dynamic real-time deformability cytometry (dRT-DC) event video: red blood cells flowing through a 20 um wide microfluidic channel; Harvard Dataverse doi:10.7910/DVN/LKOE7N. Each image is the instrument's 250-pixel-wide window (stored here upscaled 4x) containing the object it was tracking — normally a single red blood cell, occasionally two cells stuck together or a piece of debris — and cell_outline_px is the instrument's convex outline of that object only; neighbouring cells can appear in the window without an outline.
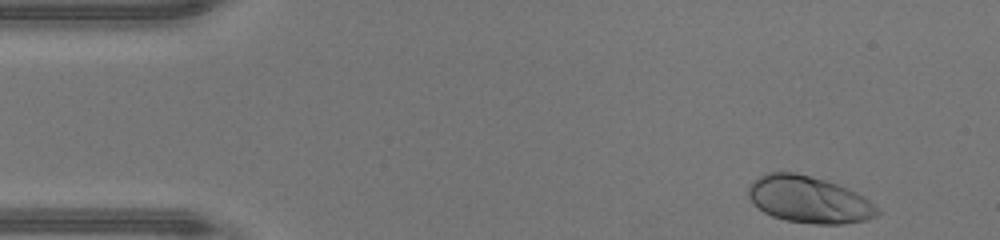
{"species": "human", "species_latin": "Homo sapiens", "temperature_condition": "warm", "stored_images_in_passage": 38, "camera_frame_rate_fps": 3000, "um_per_image_px": 0.085, "donor": {"sex": "male"}, "frame": {"image": 1, "passage_image": 1, "time_ms": 0.0, "image_size_px": [1000, 240], "cell_outline_px": [[880, 212], [876, 216], [864, 220], [840, 224], [816, 224], [784, 220], [772, 216], [764, 212], [748, 196], [748, 188], [752, 180], [768, 172], [796, 172], [824, 180], [836, 184], [856, 192], [864, 196]], "centroid_in_image_um": [68.73, 16.96], "position_along_channel_um": 16.3, "area_um2": 34.8}}
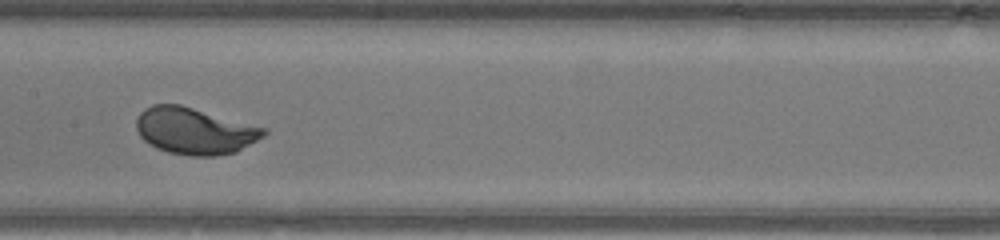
{"frame": {"image": 2, "passage_image": 20, "time_ms": 6.333, "image_size_px": [1000, 240], "cell_outline_px": [[268, 132], [264, 136], [236, 152], [216, 156], [192, 156], [168, 152], [156, 148], [148, 144], [140, 136], [136, 128], [136, 120], [140, 112], [144, 108], [152, 104], [180, 104], [268, 128]], "centroid_in_image_um": [16.55, 11.12], "position_along_channel_um": 190.9, "area_um2": 34.91}}
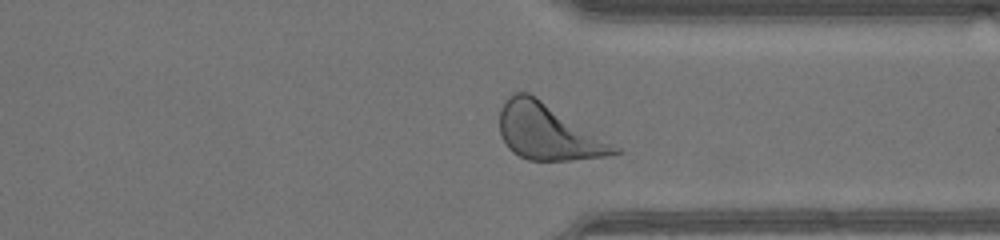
{"frame": {"image": 3, "passage_image": 32, "time_ms": 10.333, "image_size_px": [1000, 240], "cell_outline_px": [[620, 152], [608, 156], [568, 160], [528, 160], [512, 152], [508, 148], [500, 136], [500, 108], [504, 100], [508, 96], [516, 92], [528, 92], [536, 96], [620, 148]], "centroid_in_image_um": [46.53, 11.21], "position_along_channel_um": 364.9, "area_um2": 37.11}, "authors_computed_cell_mechanics": {"area_um2": 34.0153, "velocity_mm_per_s": 4.3862, "shape_relaxation_time_tau1_ms": 2.2477, "shape_relaxation_time_tau2_ms": null, "deformation_change_tau1": 0.1714, "deformation_change_tau2": null}}